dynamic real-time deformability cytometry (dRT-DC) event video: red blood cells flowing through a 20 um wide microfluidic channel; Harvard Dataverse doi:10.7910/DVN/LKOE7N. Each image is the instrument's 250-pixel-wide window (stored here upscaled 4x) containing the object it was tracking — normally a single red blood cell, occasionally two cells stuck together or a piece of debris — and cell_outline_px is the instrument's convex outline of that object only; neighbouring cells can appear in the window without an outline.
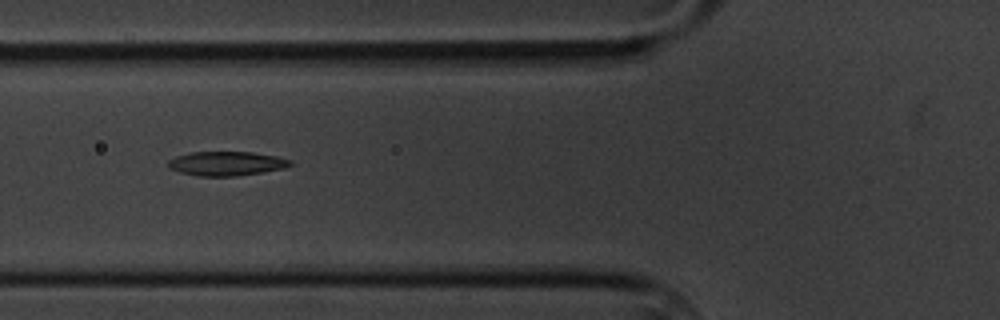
{"species": "common noctule bat (a hibernating species)", "species_latin": "Nyctalus noctula", "temperature_condition": "cold", "stored_images_in_passage": 4, "camera_frame_rate_fps": 3000, "um_per_image_px": 0.085, "animal": {"sex": "male", "body_mass_g": 20.1, "forearm_length_mm": 53.5}, "frame": {"image": 1, "passage_image": 2, "time_ms": 1.333, "image_size_px": [1000, 320], "cell_outline_px": [[292, 164], [284, 168], [236, 176], [196, 176], [180, 172], [168, 168], [168, 160], [176, 156], [192, 152], [252, 152], [276, 156], [292, 160]], "centroid_in_image_um": [19.22, 13.9], "position_along_channel_um": 106.6, "area_um2": 17.17}}
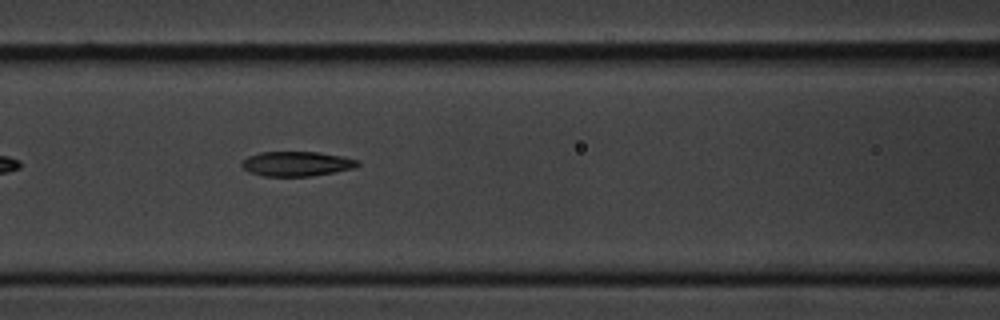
{"frame": {"image": 2, "passage_image": 3, "time_ms": 2.333, "image_size_px": [1000, 320], "cell_outline_px": [[360, 164], [352, 168], [312, 176], [264, 176], [248, 172], [240, 164], [248, 156], [260, 152], [320, 152], [344, 156], [360, 160]], "centroid_in_image_um": [25.22, 13.91], "position_along_channel_um": 141.4, "area_um2": 16.7}}
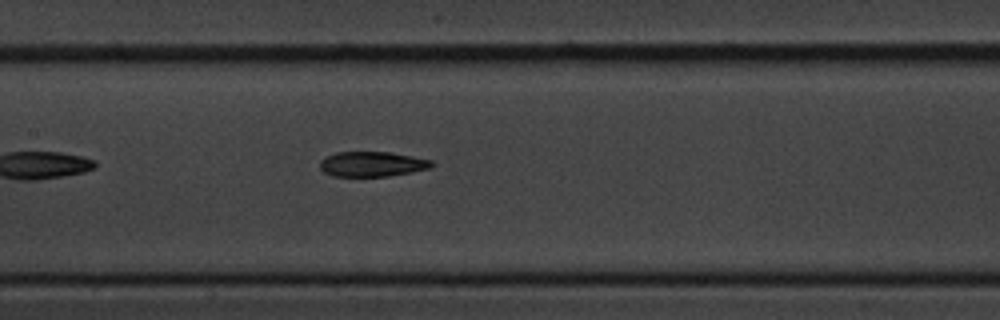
{"frame": {"image": 3, "passage_image": 4, "time_ms": 3.333, "image_size_px": [1000, 320], "cell_outline_px": [[436, 164], [432, 168], [412, 172], [388, 176], [332, 176], [324, 172], [320, 168], [320, 160], [324, 156], [336, 152], [388, 152], [432, 160]], "centroid_in_image_um": [31.63, 13.95], "position_along_channel_um": 175.8, "area_um2": 16.42}}